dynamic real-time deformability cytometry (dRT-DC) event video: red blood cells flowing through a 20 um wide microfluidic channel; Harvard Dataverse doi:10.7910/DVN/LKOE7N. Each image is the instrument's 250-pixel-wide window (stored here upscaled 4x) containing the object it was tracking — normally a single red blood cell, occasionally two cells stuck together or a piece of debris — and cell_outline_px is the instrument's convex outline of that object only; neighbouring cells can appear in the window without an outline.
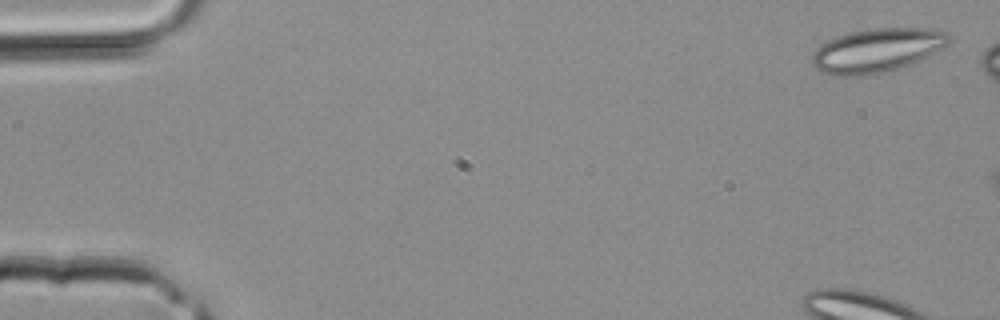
{"species": "common noctule bat (a hibernating species)", "species_latin": "Nyctalus noctula", "temperature_condition": "room temperature", "stored_images_in_passage": 5, "camera_frame_rate_fps": 3000, "um_per_image_px": 0.085, "animal": {"sex": "male", "body_mass_g": 20.4}, "frame": {"image": 1, "passage_image": 1, "time_ms": 0.0, "image_size_px": [1000, 320], "cell_outline_px": [[948, 44], [928, 56], [912, 64], [884, 72], [864, 76], [828, 76], [820, 72], [816, 68], [812, 60], [812, 52], [820, 44], [828, 40], [852, 32], [876, 28], [928, 28], [948, 32]], "centroid_in_image_um": [74.51, 4.3], "position_along_channel_um": 10.5, "area_um2": 35.03}}